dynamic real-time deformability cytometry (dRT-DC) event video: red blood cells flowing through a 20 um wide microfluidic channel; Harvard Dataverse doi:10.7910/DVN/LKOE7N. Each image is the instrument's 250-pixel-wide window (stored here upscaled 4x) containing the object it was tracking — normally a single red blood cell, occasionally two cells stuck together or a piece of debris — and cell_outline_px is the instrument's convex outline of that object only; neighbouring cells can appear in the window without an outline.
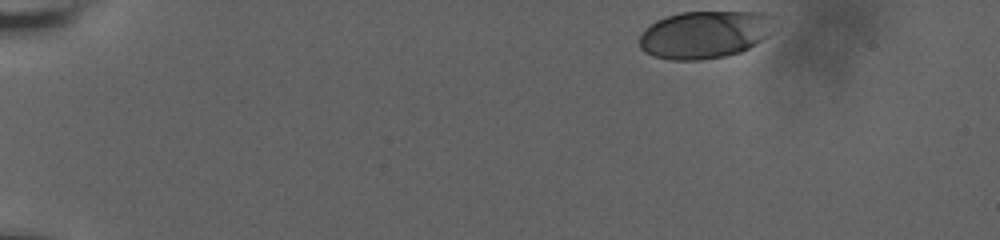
{"species": "human", "species_latin": "Homo sapiens", "temperature_condition": "room temperature", "stored_images_in_passage": 14, "camera_frame_rate_fps": 3000, "um_per_image_px": 0.085, "donor": {"sex": "male"}, "frame": {"image": 1, "passage_image": 1, "time_ms": 0.0, "image_size_px": [1000, 240], "cell_outline_px": [[768, 36], [748, 48], [740, 52], [724, 56], [700, 60], [668, 60], [652, 56], [644, 52], [640, 48], [640, 36], [656, 20], [680, 12], [764, 12], [768, 16]], "centroid_in_image_um": [59.81, 2.96], "position_along_channel_um": 25.2, "area_um2": 36.7}}
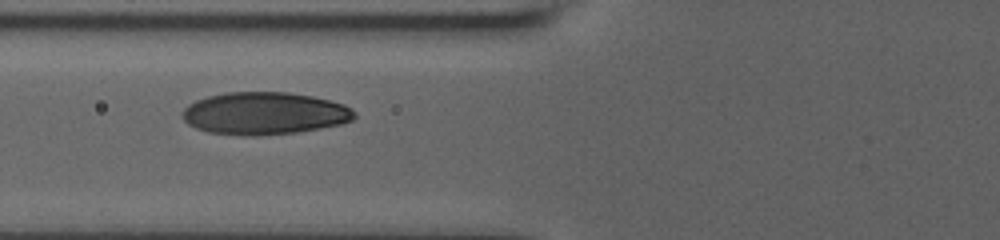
{"frame": {"image": 2, "passage_image": 12, "time_ms": 5.333, "image_size_px": [1000, 240], "cell_outline_px": [[356, 116], [352, 120], [340, 124], [320, 128], [296, 132], [256, 136], [244, 136], [208, 132], [196, 128], [188, 124], [180, 116], [184, 108], [188, 104], [196, 100], [208, 96], [224, 92], [288, 92], [312, 96], [344, 104], [352, 108], [356, 112]], "centroid_in_image_um": [22.45, 9.63], "position_along_channel_um": 103.3, "area_um2": 42.77}}
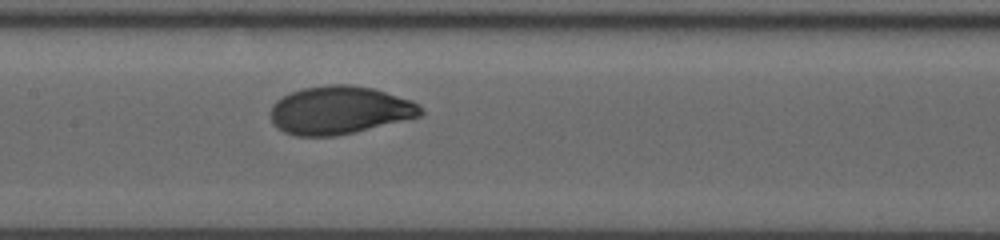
{"frame": {"image": 3, "passage_image": 14, "time_ms": 7.333, "image_size_px": [1000, 240], "cell_outline_px": [[424, 112], [420, 116], [336, 136], [296, 136], [284, 132], [276, 128], [272, 124], [272, 104], [276, 100], [300, 88], [328, 84], [352, 84], [372, 88], [412, 100], [424, 108]], "centroid_in_image_um": [28.85, 9.36], "position_along_channel_um": 178.6, "area_um2": 42.02}}